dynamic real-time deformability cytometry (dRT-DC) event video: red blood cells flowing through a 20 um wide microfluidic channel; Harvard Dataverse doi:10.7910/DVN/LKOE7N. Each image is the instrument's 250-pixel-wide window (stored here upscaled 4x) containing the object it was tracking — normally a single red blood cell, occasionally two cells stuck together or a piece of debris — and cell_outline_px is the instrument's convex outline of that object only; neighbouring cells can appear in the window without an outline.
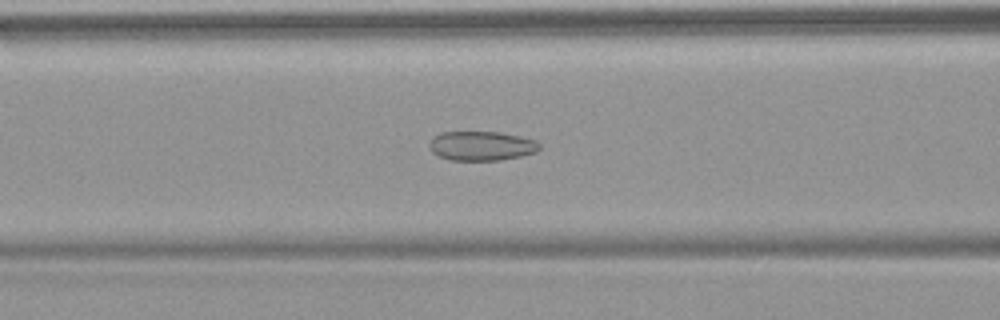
{"species": "common noctule bat (a hibernating species)", "species_latin": "Nyctalus noctula", "temperature_condition": "warm", "stored_images_in_passage": 53, "camera_frame_rate_fps": 3000, "um_per_image_px": 0.085, "animal": {"sex": "female", "body_mass_g": 18.4}, "frame": {"image": 1, "passage_image": 22, "time_ms": 7.0, "image_size_px": [1000, 320], "cell_outline_px": [[540, 148], [536, 152], [520, 156], [500, 160], [452, 160], [440, 156], [432, 152], [428, 148], [428, 144], [432, 136], [440, 132], [500, 132], [520, 136], [536, 140], [540, 144]], "centroid_in_image_um": [40.9, 12.39], "position_along_channel_um": 125.7, "area_um2": 18.96}}
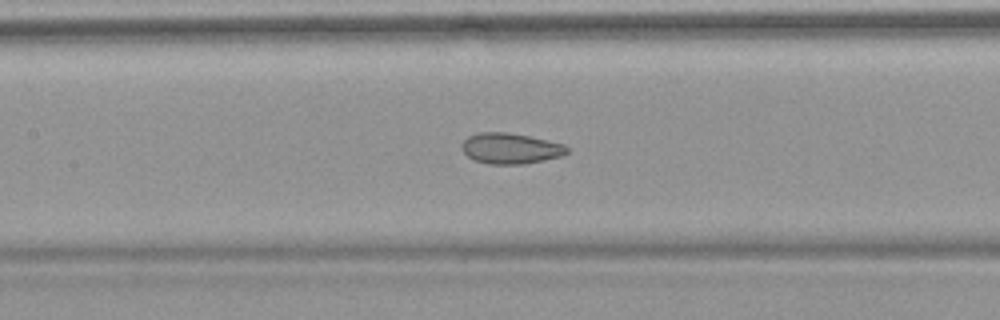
{"frame": {"image": 2, "passage_image": 25, "time_ms": 8.0, "image_size_px": [1000, 320], "cell_outline_px": [[568, 152], [560, 156], [544, 160], [524, 164], [488, 164], [472, 160], [460, 148], [460, 144], [468, 136], [480, 132], [504, 132], [528, 136], [564, 144], [568, 148]], "centroid_in_image_um": [43.34, 12.62], "position_along_channel_um": 164.1, "area_um2": 18.84}}
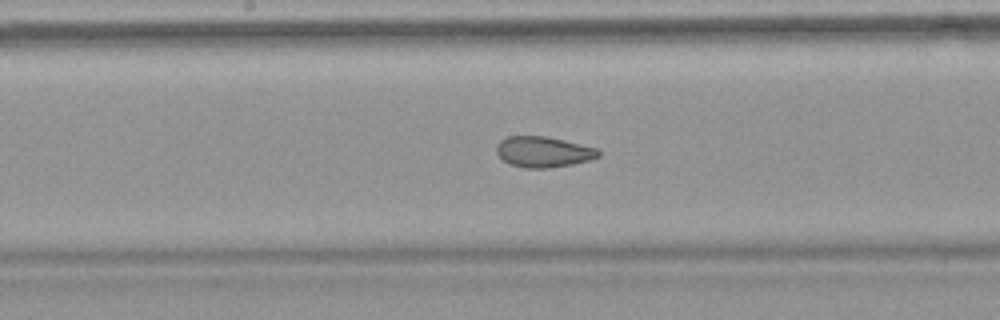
{"frame": {"image": 3, "passage_image": 28, "time_ms": 9.0, "image_size_px": [1000, 320], "cell_outline_px": [[600, 156], [592, 160], [572, 164], [548, 168], [524, 168], [508, 164], [496, 152], [496, 144], [500, 140], [508, 136], [544, 136], [564, 140], [596, 148], [600, 152]], "centroid_in_image_um": [46.17, 12.91], "position_along_channel_um": 202.0, "area_um2": 18.32}, "authors_computed_cell_mechanics": {"area_um2": 21.2704, "velocity_mm_per_s": 3.8314, "shape_relaxation_time_tau1_ms": null, "shape_relaxation_time_tau2_ms": 1.3412, "deformation_change_tau1": null, "deformation_change_tau2": 0.0734}}